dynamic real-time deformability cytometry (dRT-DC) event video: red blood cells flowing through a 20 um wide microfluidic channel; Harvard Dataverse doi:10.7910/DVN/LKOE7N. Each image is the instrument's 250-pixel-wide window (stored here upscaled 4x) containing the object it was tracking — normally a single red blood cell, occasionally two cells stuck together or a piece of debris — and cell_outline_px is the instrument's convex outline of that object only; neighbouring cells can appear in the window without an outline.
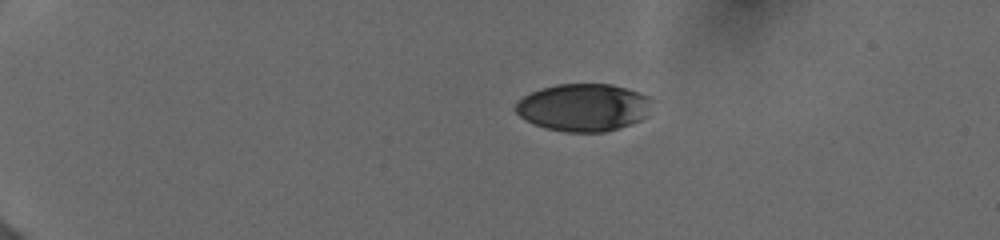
{"species": "human", "species_latin": "Homo sapiens", "temperature_condition": "cold", "stored_images_in_passage": 9, "camera_frame_rate_fps": 3000, "um_per_image_px": 0.085, "donor": {"sex": "female"}, "frame": {"image": 1, "passage_image": 1, "time_ms": 0.0, "image_size_px": [1000, 240], "cell_outline_px": [[652, 100], [648, 116], [640, 120], [604, 132], [564, 132], [544, 128], [532, 124], [524, 120], [512, 108], [524, 96], [540, 88], [556, 84], [612, 84], [640, 92], [652, 96]], "centroid_in_image_um": [49.6, 9.13], "position_along_channel_um": 35.4, "area_um2": 38.15}}
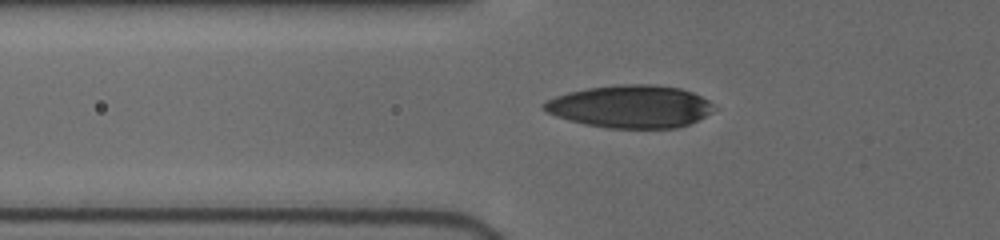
{"frame": {"image": 2, "passage_image": 6, "time_ms": 3.0, "image_size_px": [1000, 240], "cell_outline_px": [[716, 108], [712, 112], [688, 124], [676, 128], [608, 128], [584, 124], [568, 120], [544, 112], [540, 108], [540, 104], [556, 96], [568, 92], [588, 88], [620, 84], [648, 84], [680, 88], [692, 92], [708, 100]], "centroid_in_image_um": [53.54, 9.06], "position_along_channel_um": 72.3, "area_um2": 42.31}}
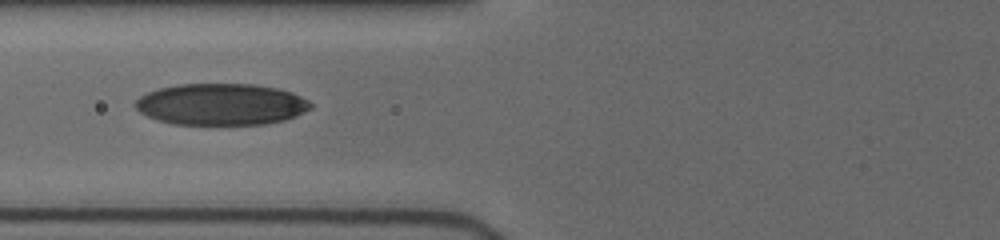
{"frame": {"image": 3, "passage_image": 8, "time_ms": 4.0, "image_size_px": [1000, 240], "cell_outline_px": [[312, 108], [296, 116], [284, 120], [264, 124], [172, 124], [156, 120], [140, 112], [132, 104], [140, 96], [148, 92], [160, 88], [180, 84], [252, 84], [276, 88], [292, 92], [308, 100], [312, 104]], "centroid_in_image_um": [18.79, 8.87], "position_along_channel_um": 107.0, "area_um2": 42.48}}